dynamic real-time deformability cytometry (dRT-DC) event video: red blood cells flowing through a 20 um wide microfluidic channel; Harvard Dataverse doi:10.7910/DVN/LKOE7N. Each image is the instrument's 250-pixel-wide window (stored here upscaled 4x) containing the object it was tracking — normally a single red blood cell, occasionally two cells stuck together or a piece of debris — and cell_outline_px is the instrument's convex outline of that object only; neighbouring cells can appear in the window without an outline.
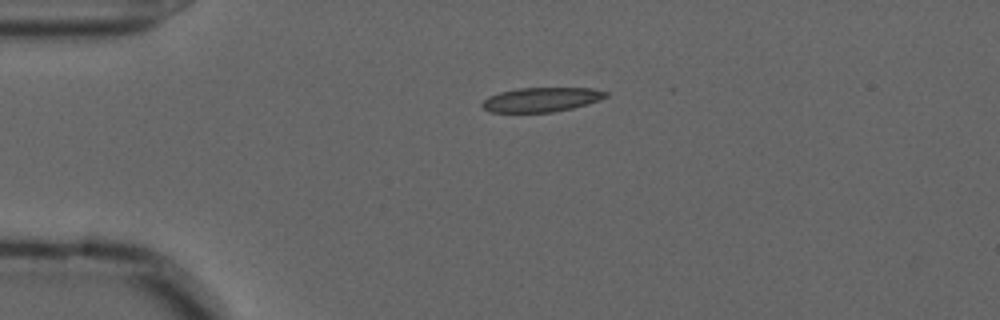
{"species": "common noctule bat (a hibernating species)", "species_latin": "Nyctalus noctula", "temperature_condition": "cold", "stored_images_in_passage": 44, "camera_frame_rate_fps": 3000, "um_per_image_px": 0.085, "animal": {"sex": "male", "forearm_length_mm": 52.5}, "frame": {"image": 1, "passage_image": 1, "time_ms": 0.0, "image_size_px": [1000, 320], "cell_outline_px": [[608, 96], [600, 100], [588, 104], [572, 108], [552, 112], [492, 112], [484, 108], [480, 104], [488, 96], [500, 92], [520, 88], [592, 88], [608, 92]], "centroid_in_image_um": [46.04, 8.46], "position_along_channel_um": 39.0, "area_um2": 17.51}}
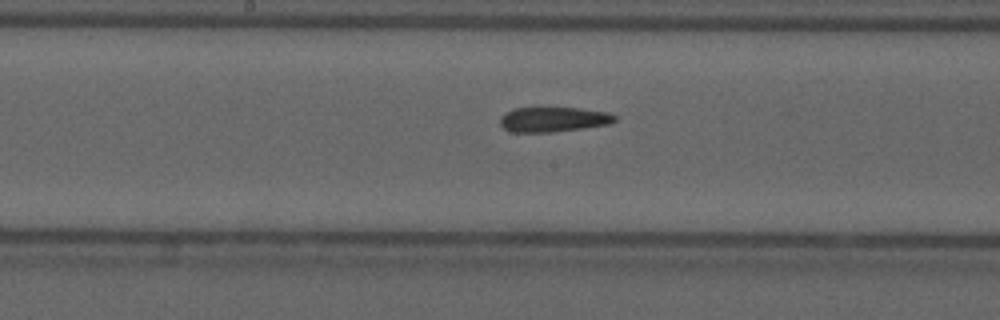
{"frame": {"image": 2, "passage_image": 17, "time_ms": 5.333, "image_size_px": [1000, 320], "cell_outline_px": [[616, 120], [608, 124], [584, 128], [552, 132], [512, 132], [504, 128], [500, 124], [500, 116], [504, 112], [512, 108], [540, 104], [580, 108], [608, 112], [616, 116]], "centroid_in_image_um": [46.96, 10.09], "position_along_channel_um": 201.2, "area_um2": 17.69}}
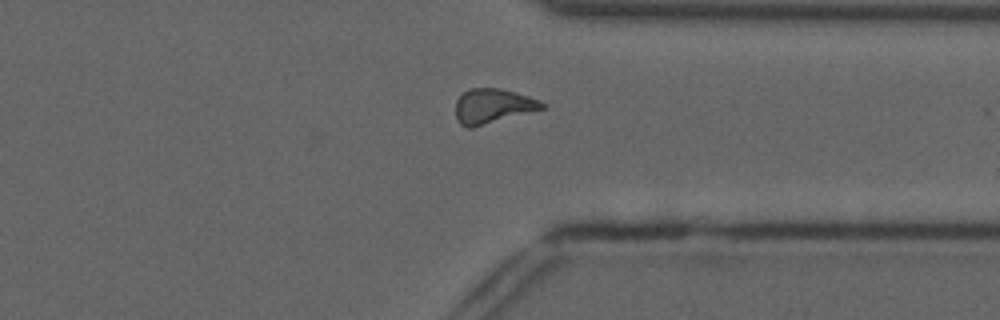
{"frame": {"image": 3, "passage_image": 31, "time_ms": 10.0, "image_size_px": [1000, 320], "cell_outline_px": [[548, 108], [472, 128], [468, 128], [460, 124], [456, 120], [456, 100], [468, 88], [500, 88], [528, 96], [540, 100]], "centroid_in_image_um": [41.9, 9.03], "position_along_channel_um": 369.5, "area_um2": 17.69}, "authors_computed_cell_mechanics": {"area_um2": 17.5423, "velocity_mm_per_s": 3.6308, "shape_relaxation_time_tau1_ms": null, "shape_relaxation_time_tau2_ms": 4.1362, "deformation_change_tau1": null, "deformation_change_tau2": 0.1356}}